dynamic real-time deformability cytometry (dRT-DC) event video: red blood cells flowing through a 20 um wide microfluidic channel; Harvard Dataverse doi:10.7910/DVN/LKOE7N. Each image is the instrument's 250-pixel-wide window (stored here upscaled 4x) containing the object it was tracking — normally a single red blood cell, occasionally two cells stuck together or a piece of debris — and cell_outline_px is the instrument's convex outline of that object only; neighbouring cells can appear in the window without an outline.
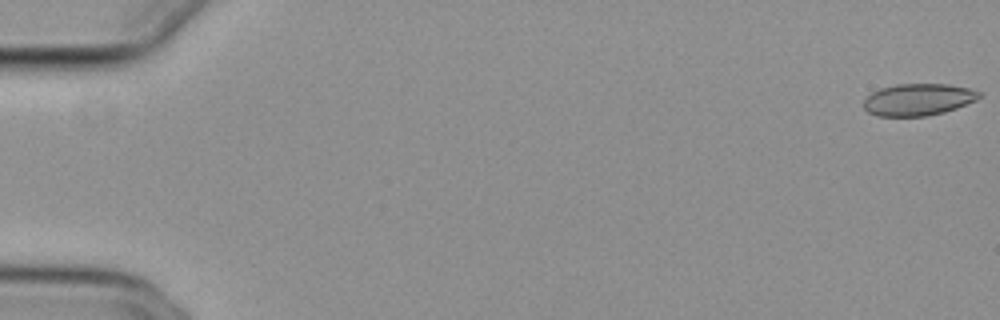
{"species": "common noctule bat (a hibernating species)", "species_latin": "Nyctalus noctula", "temperature_condition": "cold", "stored_images_in_passage": 18, "camera_frame_rate_fps": 3000, "um_per_image_px": 0.085, "animal": {"sex": "female", "body_mass_g": 29.2, "forearm_length_mm": 56.3}, "frame": {"image": 1, "passage_image": 1, "time_ms": 0.0, "image_size_px": [1000, 320], "cell_outline_px": [[980, 96], [976, 100], [956, 108], [944, 112], [928, 116], [876, 116], [868, 112], [864, 108], [864, 100], [872, 92], [880, 88], [896, 84], [948, 84], [968, 88], [980, 92]], "centroid_in_image_um": [78.03, 8.46], "position_along_channel_um": 7.0, "area_um2": 21.44}}
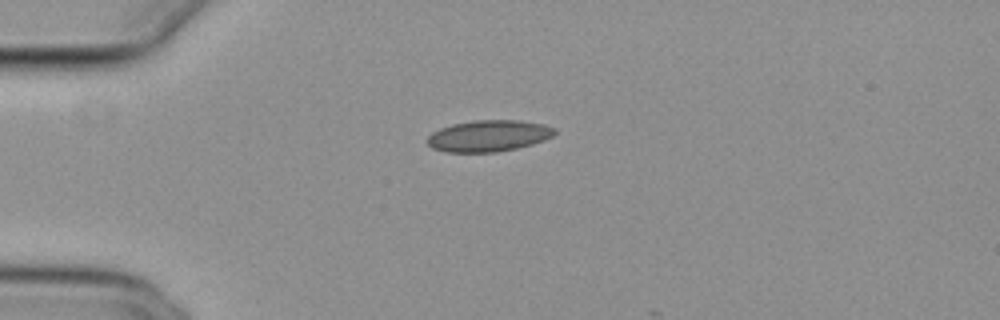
{"frame": {"image": 2, "passage_image": 15, "time_ms": 4.667, "image_size_px": [1000, 320], "cell_outline_px": [[556, 132], [552, 136], [544, 140], [532, 144], [516, 148], [496, 152], [444, 152], [432, 148], [424, 140], [432, 132], [440, 128], [452, 124], [472, 120], [520, 120], [544, 124], [556, 128]], "centroid_in_image_um": [41.51, 11.54], "position_along_channel_um": 43.5, "area_um2": 23.52}}